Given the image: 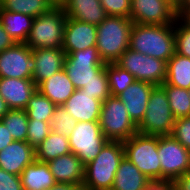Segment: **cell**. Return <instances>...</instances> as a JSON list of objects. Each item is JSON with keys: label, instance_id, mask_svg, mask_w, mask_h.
I'll return each instance as SVG.
<instances>
[{"label": "cell", "instance_id": "1", "mask_svg": "<svg viewBox=\"0 0 190 190\" xmlns=\"http://www.w3.org/2000/svg\"><path fill=\"white\" fill-rule=\"evenodd\" d=\"M129 48L168 62L175 54L174 24L151 25L133 23Z\"/></svg>", "mask_w": 190, "mask_h": 190}, {"label": "cell", "instance_id": "2", "mask_svg": "<svg viewBox=\"0 0 190 190\" xmlns=\"http://www.w3.org/2000/svg\"><path fill=\"white\" fill-rule=\"evenodd\" d=\"M125 156L121 141L108 140L97 157L85 165L83 190H111L115 173Z\"/></svg>", "mask_w": 190, "mask_h": 190}, {"label": "cell", "instance_id": "3", "mask_svg": "<svg viewBox=\"0 0 190 190\" xmlns=\"http://www.w3.org/2000/svg\"><path fill=\"white\" fill-rule=\"evenodd\" d=\"M132 26L129 18L109 15L97 25L96 47L105 64L115 63L129 48Z\"/></svg>", "mask_w": 190, "mask_h": 190}, {"label": "cell", "instance_id": "4", "mask_svg": "<svg viewBox=\"0 0 190 190\" xmlns=\"http://www.w3.org/2000/svg\"><path fill=\"white\" fill-rule=\"evenodd\" d=\"M127 157L151 181H161L158 136L136 133L123 141Z\"/></svg>", "mask_w": 190, "mask_h": 190}, {"label": "cell", "instance_id": "5", "mask_svg": "<svg viewBox=\"0 0 190 190\" xmlns=\"http://www.w3.org/2000/svg\"><path fill=\"white\" fill-rule=\"evenodd\" d=\"M66 18L62 7H52L34 18L26 44L31 49L62 48Z\"/></svg>", "mask_w": 190, "mask_h": 190}, {"label": "cell", "instance_id": "6", "mask_svg": "<svg viewBox=\"0 0 190 190\" xmlns=\"http://www.w3.org/2000/svg\"><path fill=\"white\" fill-rule=\"evenodd\" d=\"M174 123L175 118L167 94L161 86H156L149 97L144 118L137 126L138 133L153 136L171 135Z\"/></svg>", "mask_w": 190, "mask_h": 190}, {"label": "cell", "instance_id": "7", "mask_svg": "<svg viewBox=\"0 0 190 190\" xmlns=\"http://www.w3.org/2000/svg\"><path fill=\"white\" fill-rule=\"evenodd\" d=\"M64 71L76 89H82L106 72V64L99 56L96 46L66 54Z\"/></svg>", "mask_w": 190, "mask_h": 190}, {"label": "cell", "instance_id": "8", "mask_svg": "<svg viewBox=\"0 0 190 190\" xmlns=\"http://www.w3.org/2000/svg\"><path fill=\"white\" fill-rule=\"evenodd\" d=\"M99 123L107 140L123 142L138 133V127L118 96L110 95L102 103Z\"/></svg>", "mask_w": 190, "mask_h": 190}, {"label": "cell", "instance_id": "9", "mask_svg": "<svg viewBox=\"0 0 190 190\" xmlns=\"http://www.w3.org/2000/svg\"><path fill=\"white\" fill-rule=\"evenodd\" d=\"M130 72L135 80L161 86L166 79L167 62L128 48L115 62Z\"/></svg>", "mask_w": 190, "mask_h": 190}, {"label": "cell", "instance_id": "10", "mask_svg": "<svg viewBox=\"0 0 190 190\" xmlns=\"http://www.w3.org/2000/svg\"><path fill=\"white\" fill-rule=\"evenodd\" d=\"M68 140L70 151L81 160L84 166L97 157L108 141L101 131L99 121L77 122Z\"/></svg>", "mask_w": 190, "mask_h": 190}, {"label": "cell", "instance_id": "11", "mask_svg": "<svg viewBox=\"0 0 190 190\" xmlns=\"http://www.w3.org/2000/svg\"><path fill=\"white\" fill-rule=\"evenodd\" d=\"M161 181H174L190 171V150L171 135L158 136Z\"/></svg>", "mask_w": 190, "mask_h": 190}, {"label": "cell", "instance_id": "12", "mask_svg": "<svg viewBox=\"0 0 190 190\" xmlns=\"http://www.w3.org/2000/svg\"><path fill=\"white\" fill-rule=\"evenodd\" d=\"M130 19L137 24L168 25L177 19V8L167 0H131Z\"/></svg>", "mask_w": 190, "mask_h": 190}, {"label": "cell", "instance_id": "13", "mask_svg": "<svg viewBox=\"0 0 190 190\" xmlns=\"http://www.w3.org/2000/svg\"><path fill=\"white\" fill-rule=\"evenodd\" d=\"M32 65V49L26 43L0 52V78L32 79Z\"/></svg>", "mask_w": 190, "mask_h": 190}, {"label": "cell", "instance_id": "14", "mask_svg": "<svg viewBox=\"0 0 190 190\" xmlns=\"http://www.w3.org/2000/svg\"><path fill=\"white\" fill-rule=\"evenodd\" d=\"M97 26L66 18L62 49L66 54L96 46Z\"/></svg>", "mask_w": 190, "mask_h": 190}, {"label": "cell", "instance_id": "15", "mask_svg": "<svg viewBox=\"0 0 190 190\" xmlns=\"http://www.w3.org/2000/svg\"><path fill=\"white\" fill-rule=\"evenodd\" d=\"M32 80L38 86L64 68L66 53L62 48L32 49Z\"/></svg>", "mask_w": 190, "mask_h": 190}, {"label": "cell", "instance_id": "16", "mask_svg": "<svg viewBox=\"0 0 190 190\" xmlns=\"http://www.w3.org/2000/svg\"><path fill=\"white\" fill-rule=\"evenodd\" d=\"M156 86L136 80L133 84L125 89L124 92L118 95L126 107L129 117L138 126L144 118L147 110V104L152 90Z\"/></svg>", "mask_w": 190, "mask_h": 190}, {"label": "cell", "instance_id": "17", "mask_svg": "<svg viewBox=\"0 0 190 190\" xmlns=\"http://www.w3.org/2000/svg\"><path fill=\"white\" fill-rule=\"evenodd\" d=\"M35 160V149L27 141L14 140L0 151V168L18 176Z\"/></svg>", "mask_w": 190, "mask_h": 190}, {"label": "cell", "instance_id": "18", "mask_svg": "<svg viewBox=\"0 0 190 190\" xmlns=\"http://www.w3.org/2000/svg\"><path fill=\"white\" fill-rule=\"evenodd\" d=\"M36 90L32 79L0 78V95L10 109L25 110Z\"/></svg>", "mask_w": 190, "mask_h": 190}, {"label": "cell", "instance_id": "19", "mask_svg": "<svg viewBox=\"0 0 190 190\" xmlns=\"http://www.w3.org/2000/svg\"><path fill=\"white\" fill-rule=\"evenodd\" d=\"M102 102L82 89H76L63 104L77 122L99 121Z\"/></svg>", "mask_w": 190, "mask_h": 190}, {"label": "cell", "instance_id": "20", "mask_svg": "<svg viewBox=\"0 0 190 190\" xmlns=\"http://www.w3.org/2000/svg\"><path fill=\"white\" fill-rule=\"evenodd\" d=\"M57 183H70L82 187L85 166L72 152L47 162Z\"/></svg>", "mask_w": 190, "mask_h": 190}, {"label": "cell", "instance_id": "21", "mask_svg": "<svg viewBox=\"0 0 190 190\" xmlns=\"http://www.w3.org/2000/svg\"><path fill=\"white\" fill-rule=\"evenodd\" d=\"M62 9L67 17L95 26L108 16L100 0H67Z\"/></svg>", "mask_w": 190, "mask_h": 190}, {"label": "cell", "instance_id": "22", "mask_svg": "<svg viewBox=\"0 0 190 190\" xmlns=\"http://www.w3.org/2000/svg\"><path fill=\"white\" fill-rule=\"evenodd\" d=\"M37 90L49 98L56 106H62L74 93L76 88L67 76L64 69L42 81Z\"/></svg>", "mask_w": 190, "mask_h": 190}, {"label": "cell", "instance_id": "23", "mask_svg": "<svg viewBox=\"0 0 190 190\" xmlns=\"http://www.w3.org/2000/svg\"><path fill=\"white\" fill-rule=\"evenodd\" d=\"M151 180L127 157H123L115 173L111 190H144Z\"/></svg>", "mask_w": 190, "mask_h": 190}, {"label": "cell", "instance_id": "24", "mask_svg": "<svg viewBox=\"0 0 190 190\" xmlns=\"http://www.w3.org/2000/svg\"><path fill=\"white\" fill-rule=\"evenodd\" d=\"M24 190H50L57 182L46 162L35 160L20 175Z\"/></svg>", "mask_w": 190, "mask_h": 190}, {"label": "cell", "instance_id": "25", "mask_svg": "<svg viewBox=\"0 0 190 190\" xmlns=\"http://www.w3.org/2000/svg\"><path fill=\"white\" fill-rule=\"evenodd\" d=\"M34 18L20 12H10L0 8V21L4 30L16 43H26Z\"/></svg>", "mask_w": 190, "mask_h": 190}, {"label": "cell", "instance_id": "26", "mask_svg": "<svg viewBox=\"0 0 190 190\" xmlns=\"http://www.w3.org/2000/svg\"><path fill=\"white\" fill-rule=\"evenodd\" d=\"M70 152L68 137L51 131L43 142L35 148V157L36 160L47 163Z\"/></svg>", "mask_w": 190, "mask_h": 190}, {"label": "cell", "instance_id": "27", "mask_svg": "<svg viewBox=\"0 0 190 190\" xmlns=\"http://www.w3.org/2000/svg\"><path fill=\"white\" fill-rule=\"evenodd\" d=\"M168 85L190 88V58L175 53L167 62L166 79Z\"/></svg>", "mask_w": 190, "mask_h": 190}, {"label": "cell", "instance_id": "28", "mask_svg": "<svg viewBox=\"0 0 190 190\" xmlns=\"http://www.w3.org/2000/svg\"><path fill=\"white\" fill-rule=\"evenodd\" d=\"M161 87L165 90L171 111L175 119L190 116V96L188 89L168 85L164 82Z\"/></svg>", "mask_w": 190, "mask_h": 190}, {"label": "cell", "instance_id": "29", "mask_svg": "<svg viewBox=\"0 0 190 190\" xmlns=\"http://www.w3.org/2000/svg\"><path fill=\"white\" fill-rule=\"evenodd\" d=\"M0 8L36 18L48 12L52 6L47 0H0Z\"/></svg>", "mask_w": 190, "mask_h": 190}, {"label": "cell", "instance_id": "30", "mask_svg": "<svg viewBox=\"0 0 190 190\" xmlns=\"http://www.w3.org/2000/svg\"><path fill=\"white\" fill-rule=\"evenodd\" d=\"M56 105L38 90L30 98L25 111L28 119H37L44 122H50Z\"/></svg>", "mask_w": 190, "mask_h": 190}, {"label": "cell", "instance_id": "31", "mask_svg": "<svg viewBox=\"0 0 190 190\" xmlns=\"http://www.w3.org/2000/svg\"><path fill=\"white\" fill-rule=\"evenodd\" d=\"M1 121L7 127L14 140L26 141L28 131V115L25 110L10 109Z\"/></svg>", "mask_w": 190, "mask_h": 190}, {"label": "cell", "instance_id": "32", "mask_svg": "<svg viewBox=\"0 0 190 190\" xmlns=\"http://www.w3.org/2000/svg\"><path fill=\"white\" fill-rule=\"evenodd\" d=\"M106 72L111 96H118L136 81L130 72L116 63L106 64Z\"/></svg>", "mask_w": 190, "mask_h": 190}, {"label": "cell", "instance_id": "33", "mask_svg": "<svg viewBox=\"0 0 190 190\" xmlns=\"http://www.w3.org/2000/svg\"><path fill=\"white\" fill-rule=\"evenodd\" d=\"M49 123L53 132L69 137L77 121L60 105L55 107Z\"/></svg>", "mask_w": 190, "mask_h": 190}, {"label": "cell", "instance_id": "34", "mask_svg": "<svg viewBox=\"0 0 190 190\" xmlns=\"http://www.w3.org/2000/svg\"><path fill=\"white\" fill-rule=\"evenodd\" d=\"M49 122L37 119H28V131L26 141L35 149L51 133Z\"/></svg>", "mask_w": 190, "mask_h": 190}, {"label": "cell", "instance_id": "35", "mask_svg": "<svg viewBox=\"0 0 190 190\" xmlns=\"http://www.w3.org/2000/svg\"><path fill=\"white\" fill-rule=\"evenodd\" d=\"M175 53L190 58V28L179 18L174 23Z\"/></svg>", "mask_w": 190, "mask_h": 190}, {"label": "cell", "instance_id": "36", "mask_svg": "<svg viewBox=\"0 0 190 190\" xmlns=\"http://www.w3.org/2000/svg\"><path fill=\"white\" fill-rule=\"evenodd\" d=\"M82 90L103 103L111 95L107 72H105L98 80H93L83 86Z\"/></svg>", "mask_w": 190, "mask_h": 190}, {"label": "cell", "instance_id": "37", "mask_svg": "<svg viewBox=\"0 0 190 190\" xmlns=\"http://www.w3.org/2000/svg\"><path fill=\"white\" fill-rule=\"evenodd\" d=\"M131 0H100L106 14L130 19Z\"/></svg>", "mask_w": 190, "mask_h": 190}, {"label": "cell", "instance_id": "38", "mask_svg": "<svg viewBox=\"0 0 190 190\" xmlns=\"http://www.w3.org/2000/svg\"><path fill=\"white\" fill-rule=\"evenodd\" d=\"M171 136L190 150V116L175 119Z\"/></svg>", "mask_w": 190, "mask_h": 190}, {"label": "cell", "instance_id": "39", "mask_svg": "<svg viewBox=\"0 0 190 190\" xmlns=\"http://www.w3.org/2000/svg\"><path fill=\"white\" fill-rule=\"evenodd\" d=\"M0 190H24L20 176L0 168Z\"/></svg>", "mask_w": 190, "mask_h": 190}, {"label": "cell", "instance_id": "40", "mask_svg": "<svg viewBox=\"0 0 190 190\" xmlns=\"http://www.w3.org/2000/svg\"><path fill=\"white\" fill-rule=\"evenodd\" d=\"M16 42L14 39L4 30V27L0 21V52L11 48Z\"/></svg>", "mask_w": 190, "mask_h": 190}, {"label": "cell", "instance_id": "41", "mask_svg": "<svg viewBox=\"0 0 190 190\" xmlns=\"http://www.w3.org/2000/svg\"><path fill=\"white\" fill-rule=\"evenodd\" d=\"M14 139L9 133L7 127L0 119V151L3 150L7 145L12 143Z\"/></svg>", "mask_w": 190, "mask_h": 190}, {"label": "cell", "instance_id": "42", "mask_svg": "<svg viewBox=\"0 0 190 190\" xmlns=\"http://www.w3.org/2000/svg\"><path fill=\"white\" fill-rule=\"evenodd\" d=\"M144 190H175L173 181H151Z\"/></svg>", "mask_w": 190, "mask_h": 190}, {"label": "cell", "instance_id": "43", "mask_svg": "<svg viewBox=\"0 0 190 190\" xmlns=\"http://www.w3.org/2000/svg\"><path fill=\"white\" fill-rule=\"evenodd\" d=\"M175 190H190V171L173 181Z\"/></svg>", "mask_w": 190, "mask_h": 190}, {"label": "cell", "instance_id": "44", "mask_svg": "<svg viewBox=\"0 0 190 190\" xmlns=\"http://www.w3.org/2000/svg\"><path fill=\"white\" fill-rule=\"evenodd\" d=\"M50 190H83L79 185H73L70 183H56Z\"/></svg>", "mask_w": 190, "mask_h": 190}, {"label": "cell", "instance_id": "45", "mask_svg": "<svg viewBox=\"0 0 190 190\" xmlns=\"http://www.w3.org/2000/svg\"><path fill=\"white\" fill-rule=\"evenodd\" d=\"M177 18L190 28V12H177Z\"/></svg>", "mask_w": 190, "mask_h": 190}, {"label": "cell", "instance_id": "46", "mask_svg": "<svg viewBox=\"0 0 190 190\" xmlns=\"http://www.w3.org/2000/svg\"><path fill=\"white\" fill-rule=\"evenodd\" d=\"M10 108L8 107L5 100L0 95V119L9 112Z\"/></svg>", "mask_w": 190, "mask_h": 190}, {"label": "cell", "instance_id": "47", "mask_svg": "<svg viewBox=\"0 0 190 190\" xmlns=\"http://www.w3.org/2000/svg\"><path fill=\"white\" fill-rule=\"evenodd\" d=\"M177 12H190V0H184L177 8Z\"/></svg>", "mask_w": 190, "mask_h": 190}, {"label": "cell", "instance_id": "48", "mask_svg": "<svg viewBox=\"0 0 190 190\" xmlns=\"http://www.w3.org/2000/svg\"><path fill=\"white\" fill-rule=\"evenodd\" d=\"M52 7H62L67 0H47Z\"/></svg>", "mask_w": 190, "mask_h": 190}, {"label": "cell", "instance_id": "49", "mask_svg": "<svg viewBox=\"0 0 190 190\" xmlns=\"http://www.w3.org/2000/svg\"><path fill=\"white\" fill-rule=\"evenodd\" d=\"M183 1H184V0H170V2H171L176 8H178V7L182 4Z\"/></svg>", "mask_w": 190, "mask_h": 190}]
</instances>
